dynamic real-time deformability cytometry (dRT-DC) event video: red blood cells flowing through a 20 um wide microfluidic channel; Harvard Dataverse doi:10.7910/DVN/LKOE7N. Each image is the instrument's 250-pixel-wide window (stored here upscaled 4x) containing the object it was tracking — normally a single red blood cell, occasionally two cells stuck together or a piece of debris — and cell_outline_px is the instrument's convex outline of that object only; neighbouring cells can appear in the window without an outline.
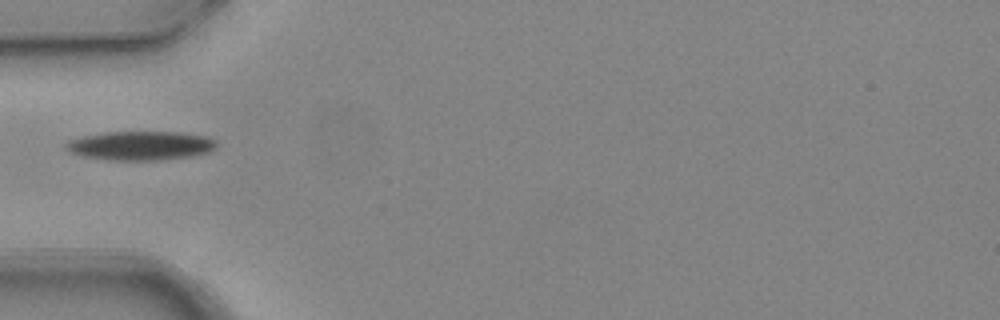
{"species": "common noctule bat (a hibernating species)", "species_latin": "Nyctalus noctula", "temperature_condition": "warm", "stored_images_in_passage": 5, "camera_frame_rate_fps": 3000, "um_per_image_px": 0.085, "animal": {"sex": "female", "body_mass_g": 24.6, "forearm_length_mm": 56.2}, "frame": {"image": 1, "passage_image": 5, "time_ms": 1.333, "image_size_px": [1000, 320], "cell_outline_px": [[216, 148], [208, 152], [192, 156], [160, 160], [108, 160], [84, 156], [72, 152], [64, 148], [64, 144], [68, 140], [84, 136], [104, 132], [180, 132], [208, 136], [216, 140]], "centroid_in_image_um": [11.97, 12.37], "position_along_channel_um": 73.0, "area_um2": 25.55}}